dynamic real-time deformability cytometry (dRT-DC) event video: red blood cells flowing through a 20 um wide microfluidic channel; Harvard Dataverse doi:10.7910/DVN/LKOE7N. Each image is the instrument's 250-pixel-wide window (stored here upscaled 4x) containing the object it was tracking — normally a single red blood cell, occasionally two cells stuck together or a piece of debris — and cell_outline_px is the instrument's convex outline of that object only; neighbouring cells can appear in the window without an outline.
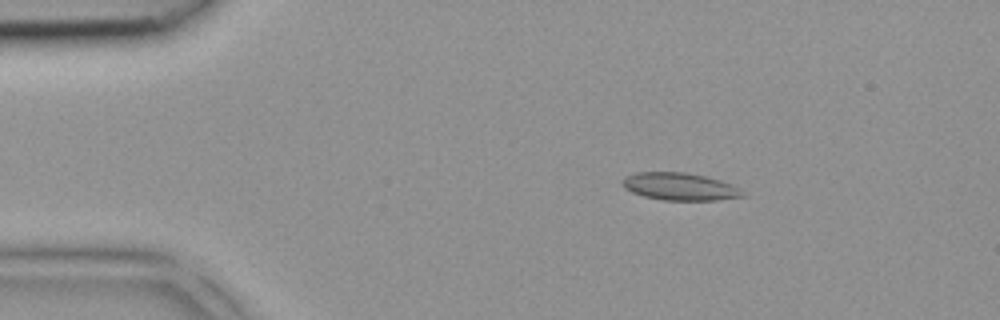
{"species": "common noctule bat (a hibernating species)", "species_latin": "Nyctalus noctula", "temperature_condition": "room temperature", "stored_images_in_passage": 3, "camera_frame_rate_fps": 3000, "um_per_image_px": 0.085, "animal": {"sex": "female", "body_mass_g": 18.4}, "frame": {"image": 1, "passage_image": 1, "time_ms": 0.0, "image_size_px": [1000, 320], "cell_outline_px": [[744, 196], [716, 200], [664, 200], [644, 196], [632, 192], [624, 188], [624, 176], [636, 172], [684, 172], [704, 176], [720, 180], [732, 184]], "centroid_in_image_um": [57.73, 15.85], "position_along_channel_um": 27.3, "area_um2": 18.9}}
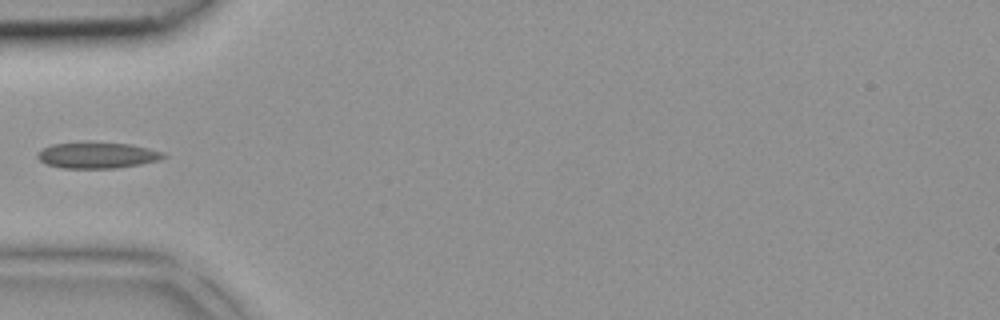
{"frame": {"image": 2, "passage_image": 3, "time_ms": 0.667, "image_size_px": [1000, 320], "cell_outline_px": [[168, 156], [156, 160], [140, 164], [116, 168], [60, 168], [48, 164], [40, 160], [36, 156], [36, 152], [52, 144], [84, 140], [88, 140], [128, 144], [148, 148], [164, 152]], "centroid_in_image_um": [8.22, 13.16], "position_along_channel_um": 76.8, "area_um2": 19.59}}